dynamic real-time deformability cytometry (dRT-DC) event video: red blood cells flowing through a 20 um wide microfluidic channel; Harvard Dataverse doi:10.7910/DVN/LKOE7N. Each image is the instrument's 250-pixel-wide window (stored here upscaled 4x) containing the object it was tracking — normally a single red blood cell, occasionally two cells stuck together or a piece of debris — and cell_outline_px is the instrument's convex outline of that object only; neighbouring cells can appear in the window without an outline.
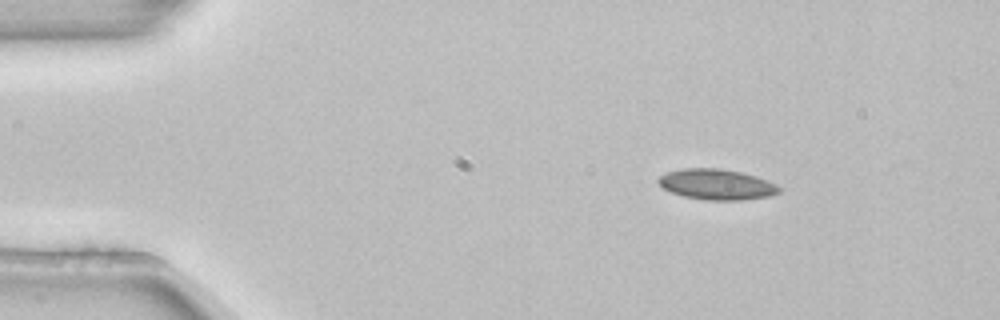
{"species": "common noctule bat (a hibernating species)", "species_latin": "Nyctalus noctula", "temperature_condition": "room temperature", "stored_images_in_passage": 3, "camera_frame_rate_fps": 3000, "um_per_image_px": 0.085, "animal": {"sex": "female", "body_mass_g": 22.7, "forearm_length_mm": 54.2}, "frame": {"image": 1, "passage_image": 1, "time_ms": 0.0, "image_size_px": [1000, 320], "cell_outline_px": [[784, 188], [780, 192], [768, 196], [740, 200], [708, 200], [684, 196], [672, 192], [664, 188], [656, 180], [660, 176], [668, 172], [684, 168], [720, 168], [740, 172], [756, 176], [776, 184]], "centroid_in_image_um": [60.95, 15.67], "position_along_channel_um": 24.1, "area_um2": 21.39}}
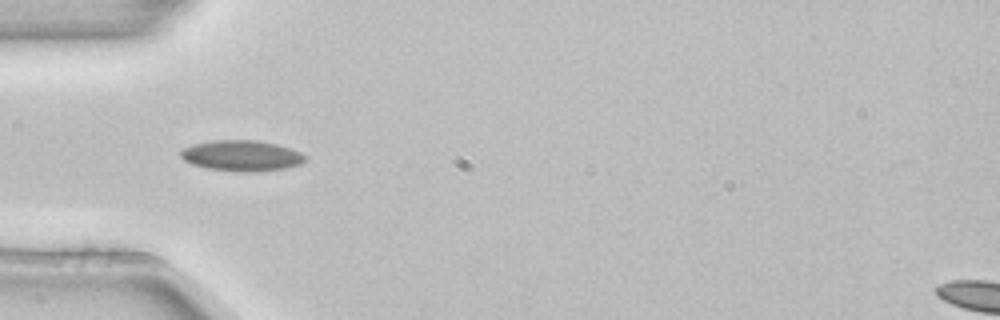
{"frame": {"image": 2, "passage_image": 3, "time_ms": 0.667, "image_size_px": [1000, 320], "cell_outline_px": [[308, 160], [300, 164], [288, 168], [252, 172], [240, 172], [208, 168], [192, 164], [184, 160], [180, 156], [180, 152], [184, 148], [196, 144], [212, 140], [256, 140], [276, 144], [292, 148], [308, 156]], "centroid_in_image_um": [20.6, 13.24], "position_along_channel_um": 64.4, "area_um2": 22.43}}